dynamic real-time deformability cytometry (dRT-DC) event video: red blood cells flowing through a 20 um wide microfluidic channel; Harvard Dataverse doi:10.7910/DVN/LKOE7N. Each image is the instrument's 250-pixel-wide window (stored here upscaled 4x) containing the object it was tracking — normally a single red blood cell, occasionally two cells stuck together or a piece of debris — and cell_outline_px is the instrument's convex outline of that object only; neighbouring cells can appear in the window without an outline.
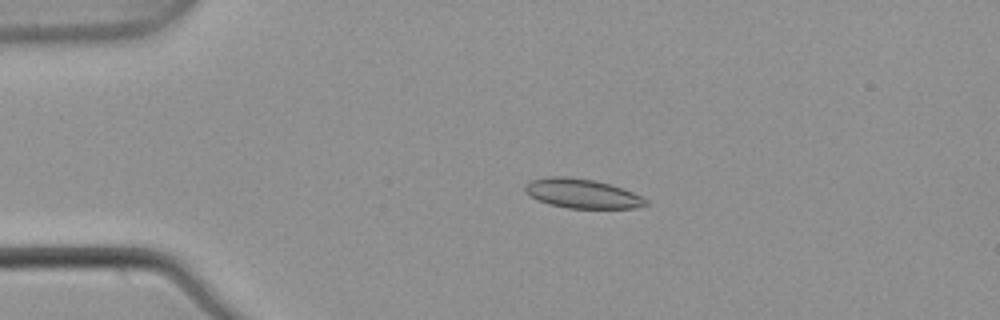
{"species": "common noctule bat (a hibernating species)", "species_latin": "Nyctalus noctula", "temperature_condition": "warm", "stored_images_in_passage": 5, "camera_frame_rate_fps": 3000, "um_per_image_px": 0.085, "animal": {"sex": "male", "body_mass_g": 21.5, "forearm_length_mm": 52.0}, "frame": {"image": 1, "passage_image": 3, "time_ms": 0.667, "image_size_px": [1000, 320], "cell_outline_px": [[648, 204], [636, 208], [568, 208], [548, 204], [536, 200], [528, 196], [524, 192], [524, 184], [532, 180], [552, 176], [564, 176], [592, 180], [624, 188], [644, 196], [648, 200]], "centroid_in_image_um": [49.47, 16.46], "position_along_channel_um": 35.5, "area_um2": 20.87}}